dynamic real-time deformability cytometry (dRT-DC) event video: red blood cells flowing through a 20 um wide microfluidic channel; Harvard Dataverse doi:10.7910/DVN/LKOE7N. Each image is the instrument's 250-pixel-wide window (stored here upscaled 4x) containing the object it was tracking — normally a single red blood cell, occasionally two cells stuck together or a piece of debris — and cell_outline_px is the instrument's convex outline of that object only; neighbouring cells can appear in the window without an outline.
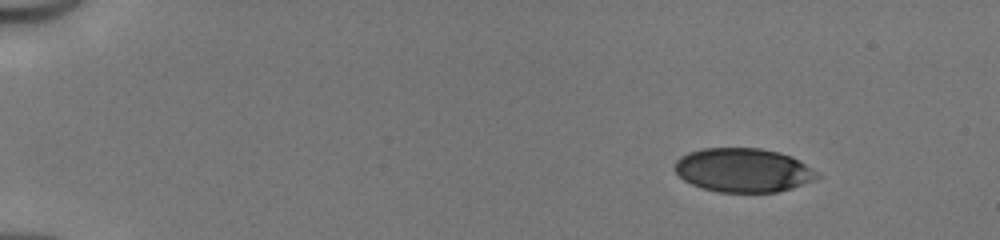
{"species": "human", "species_latin": "Homo sapiens", "temperature_condition": "cold", "stored_images_in_passage": 45, "camera_frame_rate_fps": 3000, "um_per_image_px": 0.085, "donor": {"sex": "male"}, "frame": {"image": 1, "passage_image": 1, "time_ms": 0.0, "image_size_px": [1000, 240], "cell_outline_px": [[820, 180], [792, 188], [776, 192], [720, 192], [704, 188], [692, 184], [684, 180], [676, 172], [676, 160], [680, 156], [688, 152], [704, 148], [760, 148], [780, 152], [792, 156], [800, 160], [816, 172], [820, 176]], "centroid_in_image_um": [63.23, 14.46], "position_along_channel_um": 21.8, "area_um2": 36.59}}
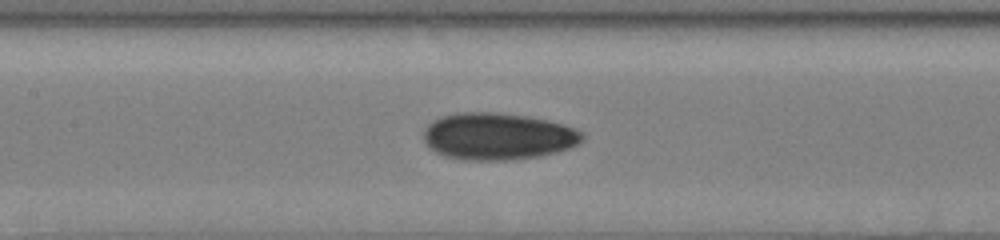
{"frame": {"image": 2, "passage_image": 20, "time_ms": 6.333, "image_size_px": [1000, 240], "cell_outline_px": [[584, 140], [580, 144], [572, 148], [540, 156], [512, 160], [464, 160], [444, 156], [436, 152], [424, 140], [424, 128], [432, 120], [440, 116], [456, 112], [496, 112], [528, 116], [548, 120], [564, 124], [576, 128], [584, 132]], "centroid_in_image_um": [42.36, 11.58], "position_along_channel_um": 165.0, "area_um2": 44.04}}
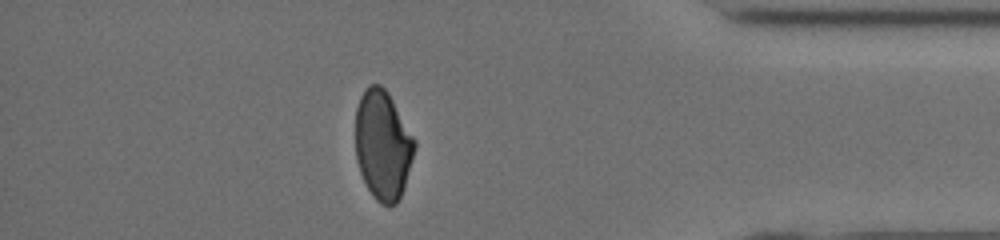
{"frame": {"image": 3, "passage_image": 39, "time_ms": 12.667, "image_size_px": [1000, 240], "cell_outline_px": [[416, 148], [400, 196], [396, 204], [380, 204], [372, 196], [360, 172], [356, 160], [356, 108], [360, 96], [364, 88], [368, 84], [380, 84], [388, 92], [416, 140]], "centroid_in_image_um": [32.53, 12.29], "position_along_channel_um": 402.7, "area_um2": 37.63}, "authors_computed_cell_mechanics": {"area_um2": 39.9398, "velocity_mm_per_s": 4.183, "shape_relaxation_time_tau1_ms": 4.563, "shape_relaxation_time_tau2_ms": 2.328, "deformation_change_tau1": 0.1399, "deformation_change_tau2": 0.0732}}